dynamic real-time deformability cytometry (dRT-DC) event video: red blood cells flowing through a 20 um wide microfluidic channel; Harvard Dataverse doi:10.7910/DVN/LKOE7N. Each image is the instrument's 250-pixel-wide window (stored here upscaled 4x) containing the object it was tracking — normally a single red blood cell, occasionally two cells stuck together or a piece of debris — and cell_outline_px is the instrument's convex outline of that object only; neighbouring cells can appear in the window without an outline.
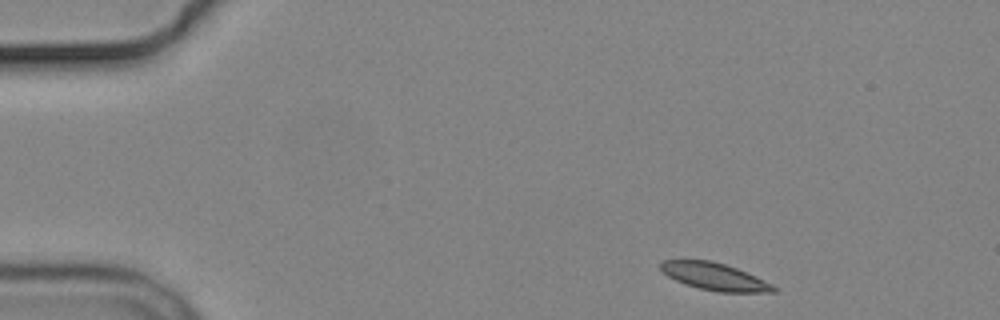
{"species": "common noctule bat (a hibernating species)", "species_latin": "Nyctalus noctula", "temperature_condition": "cold", "stored_images_in_passage": 4, "camera_frame_rate_fps": 3000, "um_per_image_px": 0.085, "animal": {"sex": "male", "body_mass_g": 19.2, "forearm_length_mm": 51.8}, "frame": {"image": 1, "passage_image": 1, "time_ms": 0.0, "image_size_px": [1000, 320], "cell_outline_px": [[776, 292], [720, 292], [700, 288], [684, 284], [668, 276], [660, 268], [660, 264], [664, 260], [708, 260], [724, 264], [736, 268], [756, 276], [772, 284], [776, 288]], "centroid_in_image_um": [60.74, 23.51], "position_along_channel_um": 24.3, "area_um2": 17.69}}
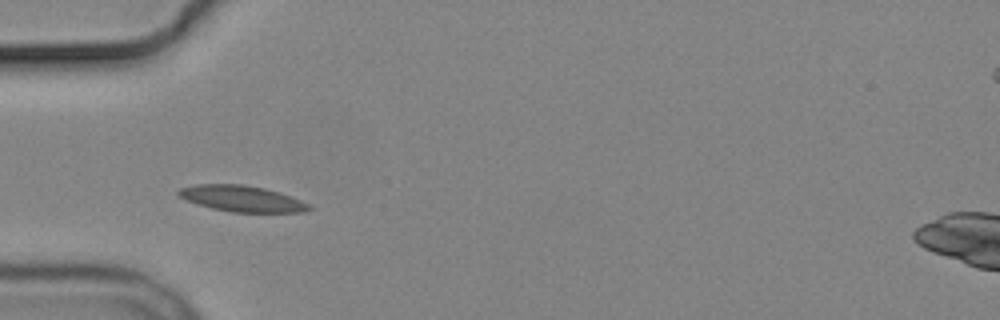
{"frame": {"image": 2, "passage_image": 3, "time_ms": 3.333, "image_size_px": [1000, 320], "cell_outline_px": [[312, 208], [304, 212], [232, 212], [212, 208], [188, 200], [180, 196], [176, 192], [180, 188], [196, 184], [244, 184], [264, 188], [280, 192], [300, 200], [308, 204]], "centroid_in_image_um": [20.57, 16.87], "position_along_channel_um": 64.4, "area_um2": 19.59}}
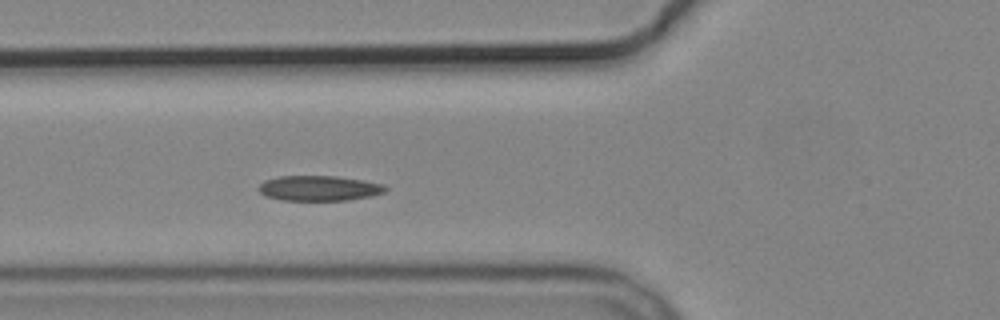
{"frame": {"image": 3, "passage_image": 4, "time_ms": 4.333, "image_size_px": [1000, 320], "cell_outline_px": [[388, 188], [384, 192], [372, 196], [348, 200], [280, 200], [264, 196], [260, 192], [260, 184], [264, 180], [280, 176], [336, 176], [384, 184]], "centroid_in_image_um": [27.12, 16.0], "position_along_channel_um": 98.7, "area_um2": 18.55}}